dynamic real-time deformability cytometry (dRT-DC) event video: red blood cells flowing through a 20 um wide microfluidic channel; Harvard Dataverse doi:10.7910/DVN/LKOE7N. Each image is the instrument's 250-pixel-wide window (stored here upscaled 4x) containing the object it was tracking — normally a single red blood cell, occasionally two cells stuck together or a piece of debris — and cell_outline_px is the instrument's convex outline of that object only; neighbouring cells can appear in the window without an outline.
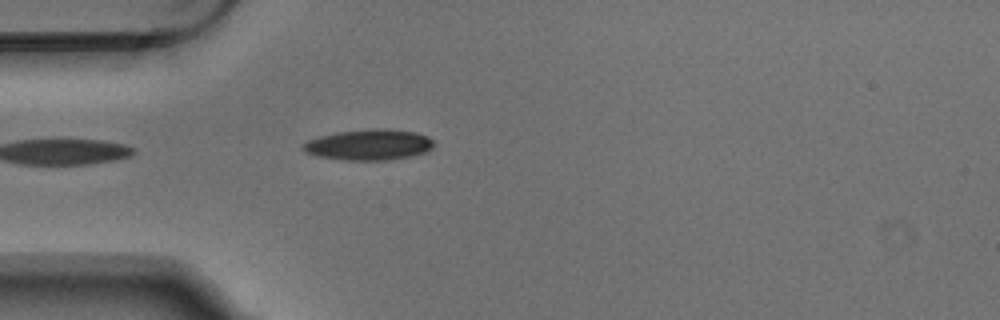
{"species": "Egyptian fruit bat (a non-hibernating species)", "species_latin": "Rousettus aegyptiacus", "temperature_condition": "warm", "stored_images_in_passage": 5, "camera_frame_rate_fps": 3000, "um_per_image_px": 0.085, "animal": {"sex": "male"}, "frame": {"image": 1, "passage_image": 5, "time_ms": 1.333, "image_size_px": [1000, 320], "cell_outline_px": [[432, 148], [428, 152], [408, 156], [384, 160], [344, 160], [316, 156], [304, 152], [300, 148], [308, 140], [320, 136], [336, 132], [376, 128], [384, 128], [416, 132], [428, 136], [432, 140]], "centroid_in_image_um": [31.33, 12.3], "position_along_channel_um": 53.7, "area_um2": 23.47}}